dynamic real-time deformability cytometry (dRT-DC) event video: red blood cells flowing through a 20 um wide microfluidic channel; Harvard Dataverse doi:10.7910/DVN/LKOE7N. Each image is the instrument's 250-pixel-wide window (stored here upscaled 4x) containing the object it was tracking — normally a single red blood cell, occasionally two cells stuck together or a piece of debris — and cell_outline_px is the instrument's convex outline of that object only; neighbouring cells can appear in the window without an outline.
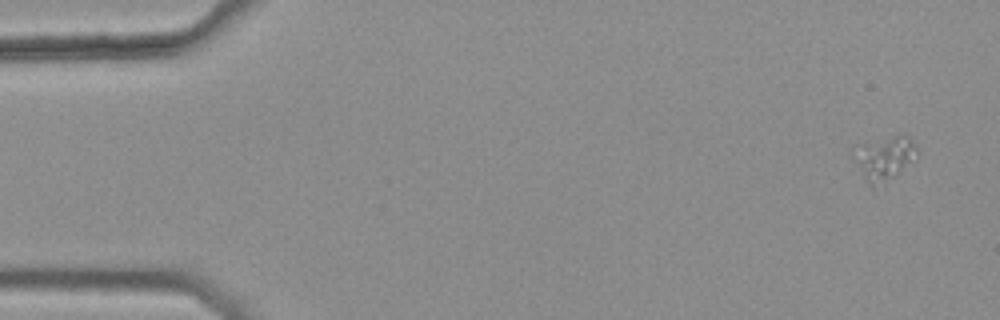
{"species": "common noctule bat (a hibernating species)", "species_latin": "Nyctalus noctula", "temperature_condition": "warm", "stored_images_in_passage": 6, "camera_frame_rate_fps": 3000, "um_per_image_px": 0.085, "animal": {"sex": "female", "body_mass_g": 25.1}, "frame": {"image": 1, "passage_image": 1, "time_ms": 0.0, "image_size_px": [1000, 320], "cell_outline_px": [[916, 152], [896, 176], [884, 188], [872, 188], [864, 176], [852, 156], [864, 144], [896, 136], [908, 136], [912, 140], [916, 148]], "centroid_in_image_um": [75.16, 13.54], "position_along_channel_um": 9.8, "area_um2": 15.37}}
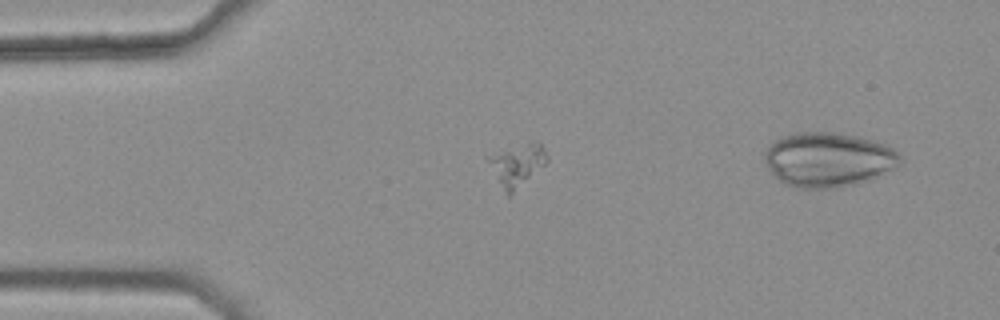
{"frame": {"image": 2, "passage_image": 4, "time_ms": 1.0, "image_size_px": [1000, 320], "cell_outline_px": [[548, 160], [544, 164], [508, 196], [504, 192], [484, 156], [532, 140], [540, 144], [544, 148], [548, 156]], "centroid_in_image_um": [43.92, 13.96], "position_along_channel_um": 41.1, "area_um2": 14.1}}